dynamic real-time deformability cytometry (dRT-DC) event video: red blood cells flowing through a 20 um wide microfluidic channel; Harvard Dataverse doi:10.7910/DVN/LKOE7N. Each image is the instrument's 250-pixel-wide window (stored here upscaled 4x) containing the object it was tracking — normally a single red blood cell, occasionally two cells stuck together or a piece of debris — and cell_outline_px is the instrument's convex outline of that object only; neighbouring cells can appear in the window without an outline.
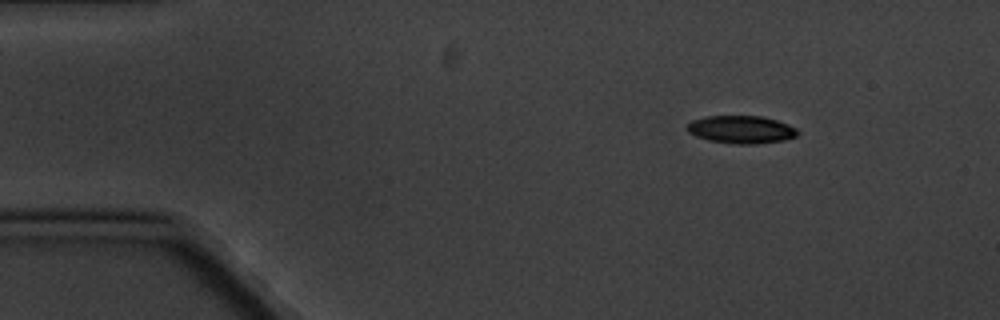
{"species": "common noctule bat (a hibernating species)", "species_latin": "Nyctalus noctula", "temperature_condition": "cold", "stored_images_in_passage": 7, "camera_frame_rate_fps": 3000, "um_per_image_px": 0.085, "animal": {"sex": "male", "body_mass_g": 20.1, "forearm_length_mm": 53.5}, "frame": {"image": 1, "passage_image": 2, "time_ms": 1.0, "image_size_px": [1000, 320], "cell_outline_px": [[800, 132], [796, 136], [784, 140], [756, 144], [736, 144], [708, 140], [696, 136], [688, 132], [688, 124], [692, 120], [704, 116], [764, 116], [788, 124], [796, 128]], "centroid_in_image_um": [63.02, 11.01], "position_along_channel_um": 22.0, "area_um2": 17.92}}
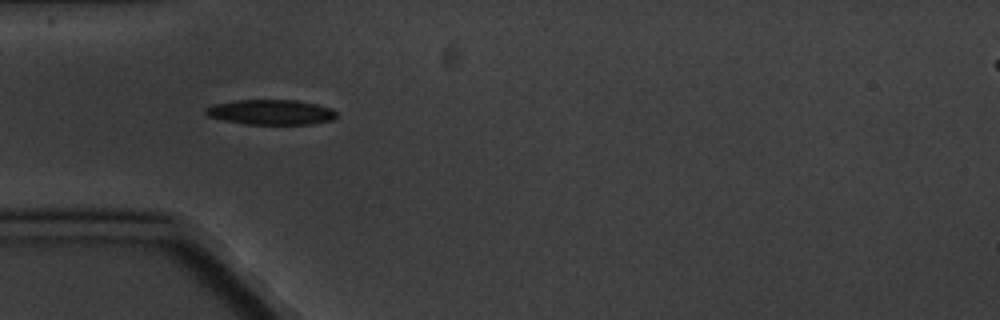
{"frame": {"image": 2, "passage_image": 5, "time_ms": 4.333, "image_size_px": [1000, 320], "cell_outline_px": [[336, 116], [332, 120], [312, 124], [244, 124], [224, 120], [208, 116], [204, 112], [204, 108], [216, 104], [236, 100], [296, 100], [316, 104], [332, 108], [336, 112]], "centroid_in_image_um": [23.03, 9.53], "position_along_channel_um": 62.0, "area_um2": 19.07}}